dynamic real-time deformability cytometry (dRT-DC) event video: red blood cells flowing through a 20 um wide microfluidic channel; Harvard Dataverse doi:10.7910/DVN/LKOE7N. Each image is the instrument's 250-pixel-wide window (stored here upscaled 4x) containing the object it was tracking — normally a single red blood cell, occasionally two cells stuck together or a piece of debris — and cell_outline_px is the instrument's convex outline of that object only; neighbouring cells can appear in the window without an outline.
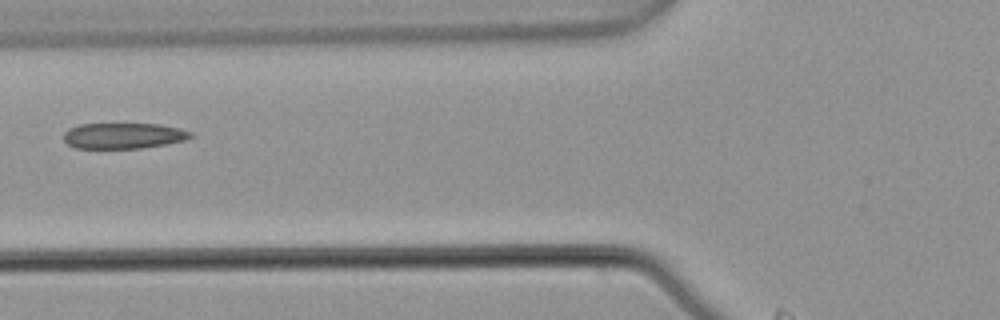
{"species": "common noctule bat (a hibernating species)", "species_latin": "Nyctalus noctula", "temperature_condition": "warm", "stored_images_in_passage": 2, "camera_frame_rate_fps": 3000, "um_per_image_px": 0.085, "animal": {"sex": "male", "body_mass_g": 21.5, "forearm_length_mm": 52.0}, "frame": {"image": 1, "passage_image": 2, "time_ms": 0.333, "image_size_px": [1000, 320], "cell_outline_px": [[196, 136], [184, 140], [164, 144], [140, 148], [76, 148], [68, 144], [64, 140], [64, 132], [68, 128], [80, 124], [160, 124], [180, 128], [192, 132]], "centroid_in_image_um": [10.51, 11.53], "position_along_channel_um": 115.3, "area_um2": 19.07}}